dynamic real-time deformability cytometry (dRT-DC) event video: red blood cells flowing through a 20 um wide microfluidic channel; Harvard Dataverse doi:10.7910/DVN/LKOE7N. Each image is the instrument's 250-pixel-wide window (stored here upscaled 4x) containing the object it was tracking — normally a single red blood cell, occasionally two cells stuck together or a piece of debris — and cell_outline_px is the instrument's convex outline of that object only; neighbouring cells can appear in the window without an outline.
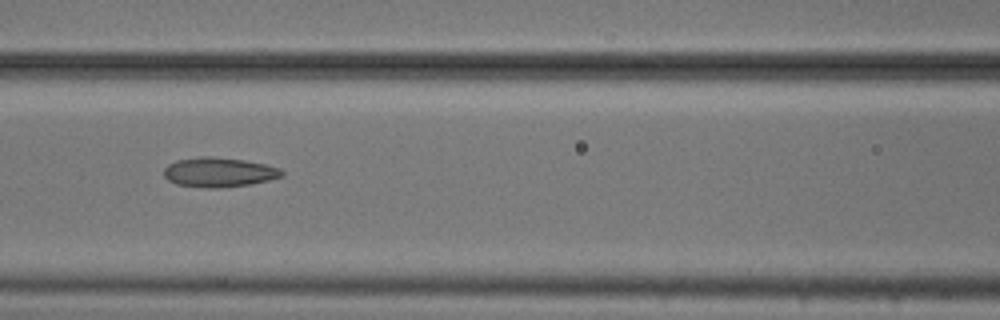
{"species": "common noctule bat (a hibernating species)", "species_latin": "Nyctalus noctula", "temperature_condition": "cold", "stored_images_in_passage": 7, "camera_frame_rate_fps": 3000, "um_per_image_px": 0.085, "animal": {"sex": "male", "body_mass_g": 20.5, "forearm_length_mm": 52.5}, "frame": {"image": 1, "passage_image": 6, "time_ms": 1.667, "image_size_px": [1000, 320], "cell_outline_px": [[284, 176], [252, 184], [224, 188], [204, 188], [176, 184], [168, 180], [164, 176], [164, 168], [168, 164], [176, 160], [200, 156], [208, 156], [244, 160], [264, 164], [280, 168], [284, 172]], "centroid_in_image_um": [18.6, 14.65], "position_along_channel_um": 148.0, "area_um2": 20.52}}
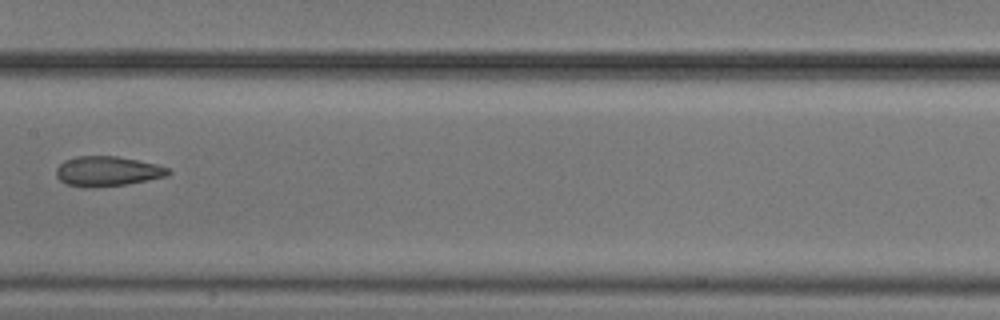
{"frame": {"image": 2, "passage_image": 7, "time_ms": 2.0, "image_size_px": [1000, 320], "cell_outline_px": [[172, 172], [168, 176], [124, 184], [84, 188], [68, 184], [60, 180], [56, 176], [56, 168], [64, 160], [76, 156], [116, 156], [156, 164], [168, 168]], "centroid_in_image_um": [9.11, 14.55], "position_along_channel_um": 198.3, "area_um2": 19.36}}